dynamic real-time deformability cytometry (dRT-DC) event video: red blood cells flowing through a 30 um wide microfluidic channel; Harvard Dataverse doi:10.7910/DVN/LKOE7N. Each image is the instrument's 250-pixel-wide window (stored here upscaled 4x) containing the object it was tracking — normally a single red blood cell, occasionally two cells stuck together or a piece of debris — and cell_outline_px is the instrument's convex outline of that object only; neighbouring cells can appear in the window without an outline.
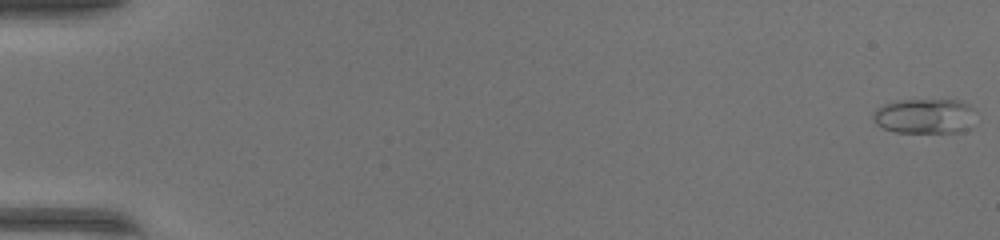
{"species": "common noctule bat (a hibernating species)", "species_latin": "Nyctalus noctula", "temperature_condition": "warm", "stored_images_in_passage": 50, "camera_frame_rate_fps": 3000, "um_per_image_px": 0.085, "animal": {"sex": "female", "body_mass_g": 17.0, "forearm_length_mm": 48.0}, "frame": {"image": 1, "passage_image": 1, "time_ms": 0.0, "image_size_px": [1000, 240], "cell_outline_px": [[972, 108], [968, 128], [956, 132], [896, 132], [884, 128], [876, 124], [872, 116], [872, 112], [876, 108], [884, 104], [896, 100], [960, 100]], "centroid_in_image_um": [78.49, 9.85], "position_along_channel_um": 6.5, "area_um2": 20.52}}
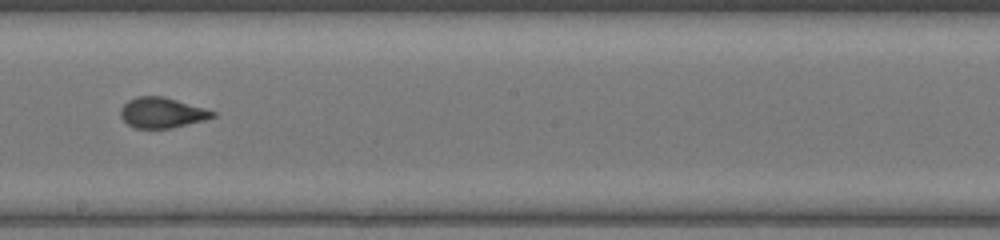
{"frame": {"image": 2, "passage_image": 30, "time_ms": 9.667, "image_size_px": [1000, 240], "cell_outline_px": [[216, 116], [204, 120], [172, 128], [136, 128], [128, 124], [120, 116], [120, 108], [128, 100], [136, 96], [164, 96], [204, 108], [216, 112]], "centroid_in_image_um": [13.75, 9.57], "position_along_channel_um": 234.4, "area_um2": 16.3}}
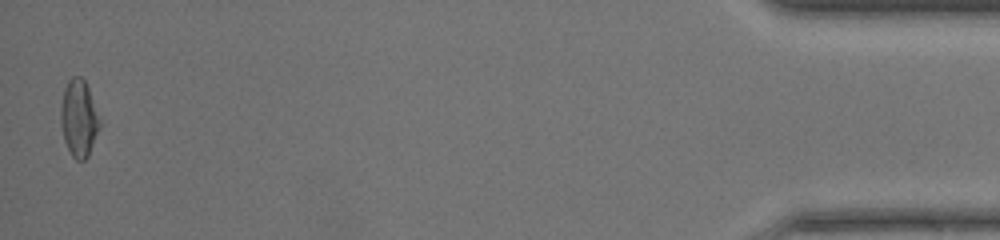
{"frame": {"image": 3, "passage_image": 50, "time_ms": 16.333, "image_size_px": [1000, 240], "cell_outline_px": [[100, 128], [88, 156], [84, 160], [76, 160], [72, 156], [64, 140], [60, 124], [60, 108], [64, 88], [68, 80], [72, 76], [80, 76], [84, 80], [88, 88], [100, 120]], "centroid_in_image_um": [6.69, 10.06], "position_along_channel_um": 428.5, "area_um2": 17.46}, "authors_computed_cell_mechanics": {"area_um2": 16.9354, "velocity_mm_per_s": 4.2446, "shape_relaxation_time_tau1_ms": null, "shape_relaxation_time_tau2_ms": 0.6965, "deformation_change_tau1": null, "deformation_change_tau2": 0.0748}}